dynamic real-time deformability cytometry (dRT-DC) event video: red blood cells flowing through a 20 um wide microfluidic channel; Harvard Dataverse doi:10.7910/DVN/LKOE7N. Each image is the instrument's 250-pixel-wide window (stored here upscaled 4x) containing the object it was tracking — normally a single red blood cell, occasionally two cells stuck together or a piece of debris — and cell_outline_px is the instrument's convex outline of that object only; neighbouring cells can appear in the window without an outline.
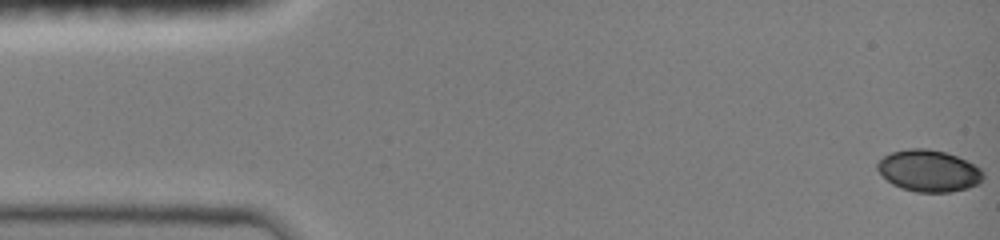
{"species": "common noctule bat (a hibernating species)", "species_latin": "Nyctalus noctula", "temperature_condition": "room temperature", "stored_images_in_passage": 15, "camera_frame_rate_fps": 3000, "um_per_image_px": 0.085, "animal": {"sex": "female", "body_mass_g": 19.0, "forearm_length_mm": 51.5}, "frame": {"image": 1, "passage_image": 1, "time_ms": 0.0, "image_size_px": [1000, 240], "cell_outline_px": [[984, 176], [980, 184], [968, 188], [952, 192], [916, 192], [900, 188], [892, 184], [876, 168], [876, 164], [884, 156], [892, 152], [908, 148], [928, 148], [944, 152], [956, 156], [980, 168], [984, 172]], "centroid_in_image_um": [78.96, 14.53], "position_along_channel_um": 6.0, "area_um2": 25.72}}
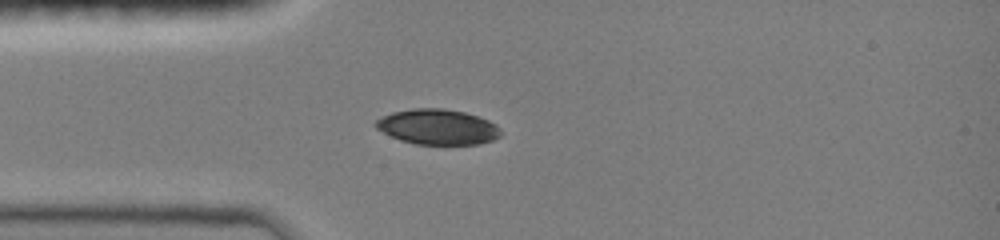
{"frame": {"image": 2, "passage_image": 11, "time_ms": 4.0, "image_size_px": [1000, 240], "cell_outline_px": [[500, 136], [492, 140], [480, 144], [416, 144], [400, 140], [376, 128], [372, 124], [376, 120], [392, 112], [412, 108], [444, 108], [464, 112], [488, 120], [496, 124], [500, 128]], "centroid_in_image_um": [37.19, 10.78], "position_along_channel_um": 47.8, "area_um2": 25.66}}
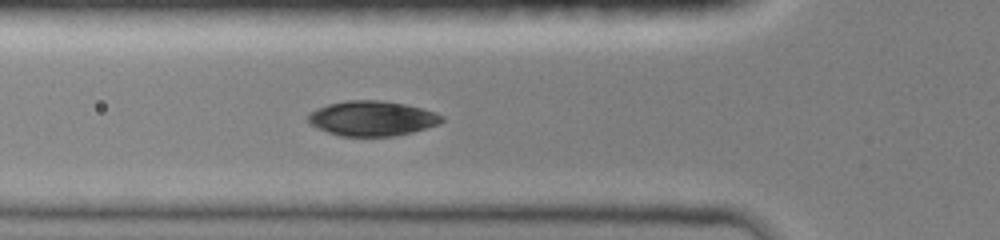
{"frame": {"image": 3, "passage_image": 15, "time_ms": 5.333, "image_size_px": [1000, 240], "cell_outline_px": [[444, 120], [440, 124], [412, 132], [392, 136], [340, 136], [316, 128], [308, 124], [308, 112], [316, 108], [328, 104], [348, 100], [380, 100], [404, 104], [436, 112], [444, 116]], "centroid_in_image_um": [31.61, 10.06], "position_along_channel_um": 94.2, "area_um2": 27.4}}